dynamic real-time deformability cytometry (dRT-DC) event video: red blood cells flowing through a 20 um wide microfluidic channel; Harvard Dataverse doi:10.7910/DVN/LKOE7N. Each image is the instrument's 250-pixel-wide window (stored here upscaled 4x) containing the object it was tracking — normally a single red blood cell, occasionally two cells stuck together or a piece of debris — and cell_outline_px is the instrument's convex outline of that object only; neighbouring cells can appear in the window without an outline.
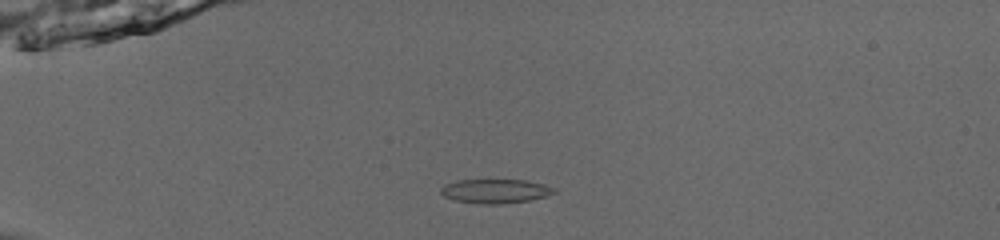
{"species": "common noctule bat (a hibernating species)", "species_latin": "Nyctalus noctula", "temperature_condition": "room temperature", "stored_images_in_passage": 41, "camera_frame_rate_fps": 3000, "um_per_image_px": 0.085, "animal": {"sex": "male", "body_mass_g": 13.0, "forearm_length_mm": 53.1}, "frame": {"image": 1, "passage_image": 3, "time_ms": 0.667, "image_size_px": [1000, 240], "cell_outline_px": [[556, 192], [548, 196], [528, 200], [500, 204], [480, 204], [456, 200], [444, 196], [440, 192], [440, 188], [444, 184], [456, 180], [524, 180], [544, 184], [556, 188]], "centroid_in_image_um": [42.1, 16.24], "position_along_channel_um": 42.9, "area_um2": 15.95}}
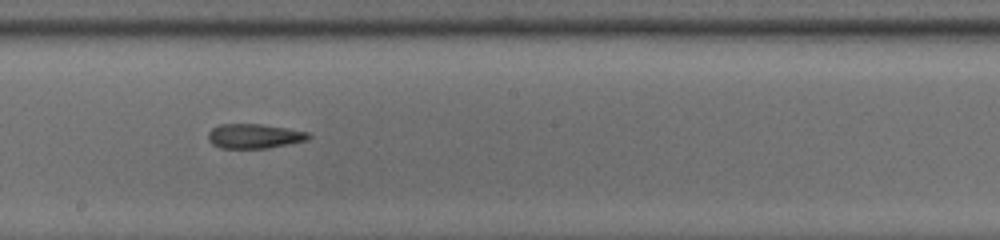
{"frame": {"image": 2, "passage_image": 20, "time_ms": 6.333, "image_size_px": [1000, 240], "cell_outline_px": [[312, 136], [308, 140], [268, 148], [220, 148], [212, 144], [208, 140], [208, 132], [212, 128], [220, 124], [260, 124], [288, 128], [308, 132]], "centroid_in_image_um": [21.61, 11.57], "position_along_channel_um": 226.6, "area_um2": 14.45}}
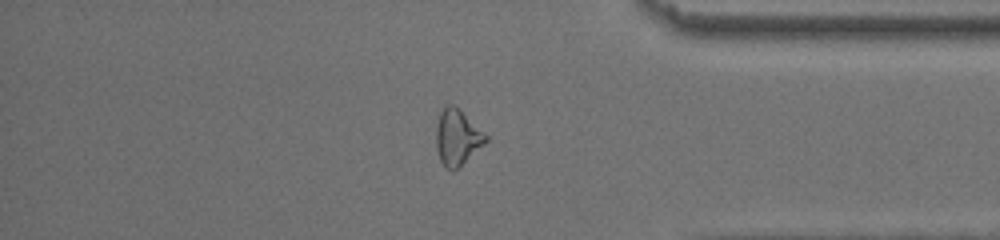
{"frame": {"image": 3, "passage_image": 34, "time_ms": 11.0, "image_size_px": [1000, 240], "cell_outline_px": [[488, 140], [484, 144], [452, 172], [444, 168], [440, 160], [436, 148], [436, 128], [440, 112], [448, 104], [452, 104], [460, 108], [488, 136]], "centroid_in_image_um": [38.85, 11.66], "position_along_channel_um": 396.3, "area_um2": 16.13}, "authors_computed_cell_mechanics": {"area_um2": 15.6638, "velocity_mm_per_s": 3.8927, "shape_relaxation_time_tau1_ms": null, "shape_relaxation_time_tau2_ms": 3.8119, "deformation_change_tau1": null, "deformation_change_tau2": 0.1155}}